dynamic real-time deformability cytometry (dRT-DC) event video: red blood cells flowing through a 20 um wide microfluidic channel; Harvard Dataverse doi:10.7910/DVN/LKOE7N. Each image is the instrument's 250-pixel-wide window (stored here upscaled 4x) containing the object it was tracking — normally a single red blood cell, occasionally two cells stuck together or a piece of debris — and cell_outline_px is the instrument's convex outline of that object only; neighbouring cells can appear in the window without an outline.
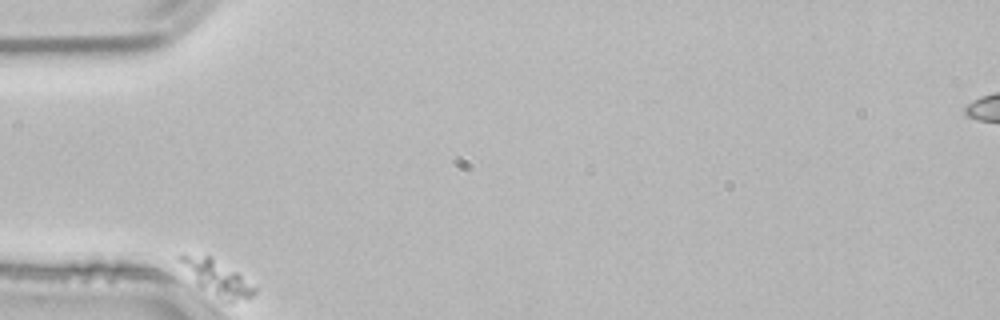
{"species": "common noctule bat (a hibernating species)", "species_latin": "Nyctalus noctula", "temperature_condition": "room temperature", "stored_images_in_passage": 38, "camera_frame_rate_fps": 3000, "um_per_image_px": 0.085, "animal": {"sex": "male", "body_mass_g": 21.5, "forearm_length_mm": 52.0}, "frame": {"image": 1, "passage_image": 1, "time_ms": 0.0, "image_size_px": [1000, 320], "cell_outline_px": [[256, 292], [252, 296], [228, 304], [200, 288], [196, 284], [176, 260], [176, 256], [212, 256], [236, 272], [256, 288]], "centroid_in_image_um": [18.41, 23.66], "position_along_channel_um": 66.6, "area_um2": 15.14}}
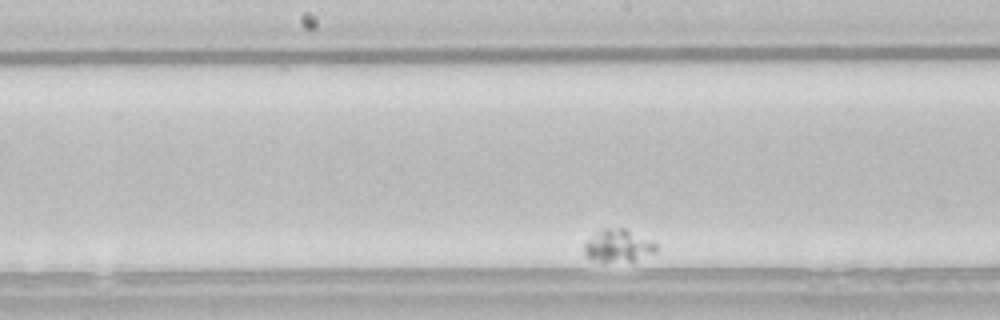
{"frame": {"image": 2, "passage_image": 19, "time_ms": 6.0, "image_size_px": [1000, 320], "cell_outline_px": [[656, 252], [632, 260], [600, 260], [584, 256], [584, 244], [596, 232], [604, 228], [624, 228], [656, 244]], "centroid_in_image_um": [52.5, 20.86], "position_along_channel_um": 195.7, "area_um2": 12.89}}
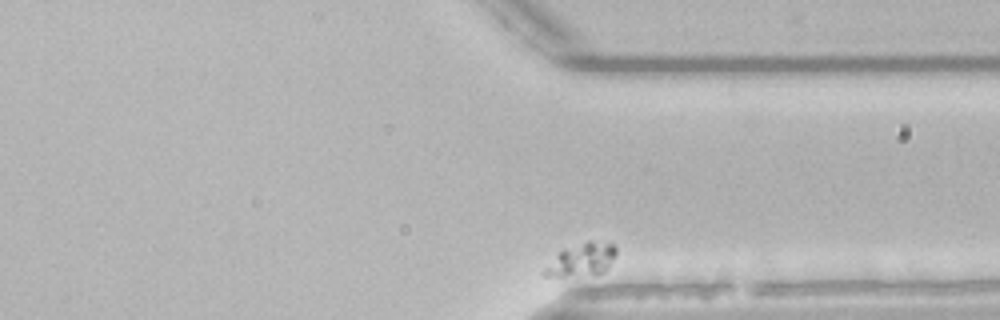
{"frame": {"image": 3, "passage_image": 38, "time_ms": 12.333, "image_size_px": [1000, 320], "cell_outline_px": [[616, 252], [608, 268], [604, 272], [564, 276], [540, 276], [540, 272], [564, 248], [588, 240], [612, 244], [616, 248]], "centroid_in_image_um": [49.4, 22.07], "position_along_channel_um": 362.0, "area_um2": 13.41}}